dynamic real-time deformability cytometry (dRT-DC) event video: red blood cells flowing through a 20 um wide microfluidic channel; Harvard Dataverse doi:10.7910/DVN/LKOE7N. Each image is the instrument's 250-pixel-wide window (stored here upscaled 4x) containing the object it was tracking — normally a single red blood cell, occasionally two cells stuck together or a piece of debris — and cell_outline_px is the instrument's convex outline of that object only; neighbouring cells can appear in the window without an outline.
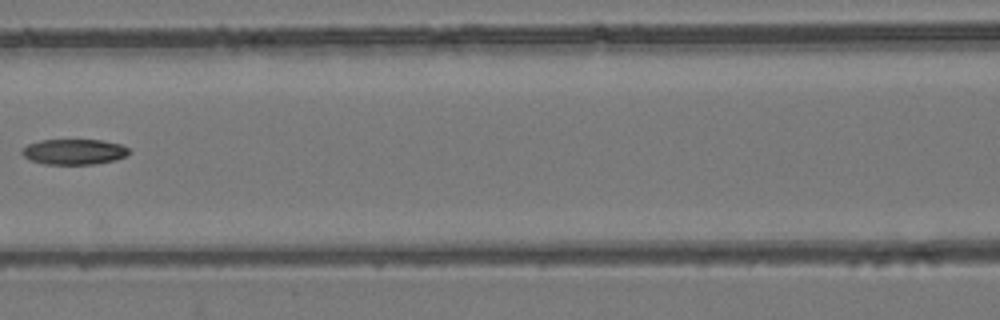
{"species": "common noctule bat (a hibernating species)", "species_latin": "Nyctalus noctula", "temperature_condition": "room temperature", "stored_images_in_passage": 4, "camera_frame_rate_fps": 3000, "um_per_image_px": 0.085, "animal": {"sex": "female", "body_mass_g": 24.6, "forearm_length_mm": 56.2}, "frame": {"image": 1, "passage_image": 4, "time_ms": 3.333, "image_size_px": [1000, 320], "cell_outline_px": [[132, 152], [116, 160], [96, 164], [44, 164], [28, 160], [20, 152], [28, 144], [40, 140], [100, 140], [120, 144], [128, 148]], "centroid_in_image_um": [6.29, 12.91], "position_along_channel_um": 160.3, "area_um2": 15.95}}